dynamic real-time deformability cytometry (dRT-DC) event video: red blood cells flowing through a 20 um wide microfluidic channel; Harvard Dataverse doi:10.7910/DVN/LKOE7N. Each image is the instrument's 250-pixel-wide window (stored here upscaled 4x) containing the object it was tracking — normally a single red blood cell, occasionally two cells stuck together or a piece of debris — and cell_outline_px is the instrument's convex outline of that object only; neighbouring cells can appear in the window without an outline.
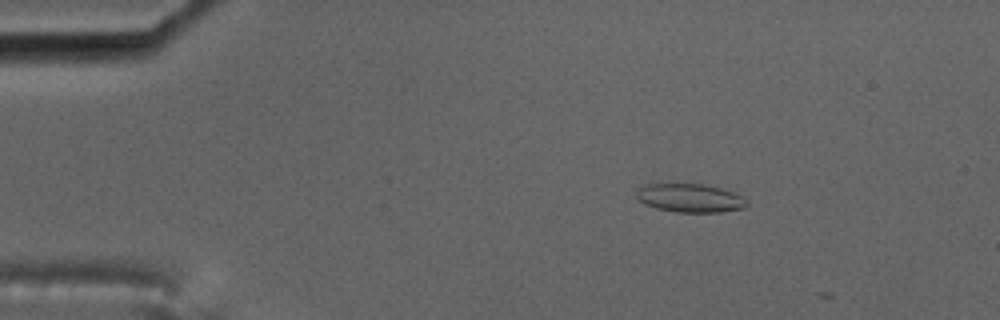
{"species": "common noctule bat (a hibernating species)", "species_latin": "Nyctalus noctula", "temperature_condition": "cold", "stored_images_in_passage": 4, "camera_frame_rate_fps": 3000, "um_per_image_px": 0.085, "animal": {"sex": "male", "body_mass_g": 17.5, "forearm_length_mm": 52.3}, "frame": {"image": 1, "passage_image": 1, "time_ms": 0.0, "image_size_px": [1000, 320], "cell_outline_px": [[748, 204], [744, 208], [720, 212], [676, 212], [656, 208], [644, 204], [636, 196], [636, 188], [644, 184], [676, 180], [704, 184], [720, 188], [732, 192], [740, 196]], "centroid_in_image_um": [58.54, 16.77], "position_along_channel_um": 26.5, "area_um2": 19.13}}